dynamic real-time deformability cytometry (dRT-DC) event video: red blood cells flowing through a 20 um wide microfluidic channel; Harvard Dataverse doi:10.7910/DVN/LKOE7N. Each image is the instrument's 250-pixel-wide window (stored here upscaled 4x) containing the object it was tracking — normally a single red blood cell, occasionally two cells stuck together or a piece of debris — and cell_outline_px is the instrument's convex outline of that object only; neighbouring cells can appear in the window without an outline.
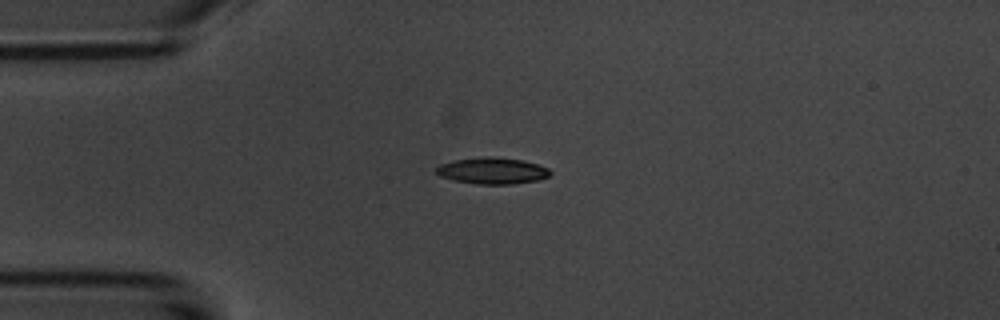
{"species": "common noctule bat (a hibernating species)", "species_latin": "Nyctalus noctula", "temperature_condition": "room temperature", "stored_images_in_passage": 5, "camera_frame_rate_fps": 3000, "um_per_image_px": 0.085, "animal": {"sex": "male", "body_mass_g": 20.1, "forearm_length_mm": 53.5}, "frame": {"image": 1, "passage_image": 5, "time_ms": 5.667, "image_size_px": [1000, 320], "cell_outline_px": [[552, 172], [548, 176], [540, 180], [512, 184], [476, 184], [456, 180], [440, 176], [436, 172], [436, 168], [440, 164], [456, 160], [520, 160], [536, 164], [548, 168]], "centroid_in_image_um": [41.89, 14.58], "position_along_channel_um": 43.1, "area_um2": 16.36}}